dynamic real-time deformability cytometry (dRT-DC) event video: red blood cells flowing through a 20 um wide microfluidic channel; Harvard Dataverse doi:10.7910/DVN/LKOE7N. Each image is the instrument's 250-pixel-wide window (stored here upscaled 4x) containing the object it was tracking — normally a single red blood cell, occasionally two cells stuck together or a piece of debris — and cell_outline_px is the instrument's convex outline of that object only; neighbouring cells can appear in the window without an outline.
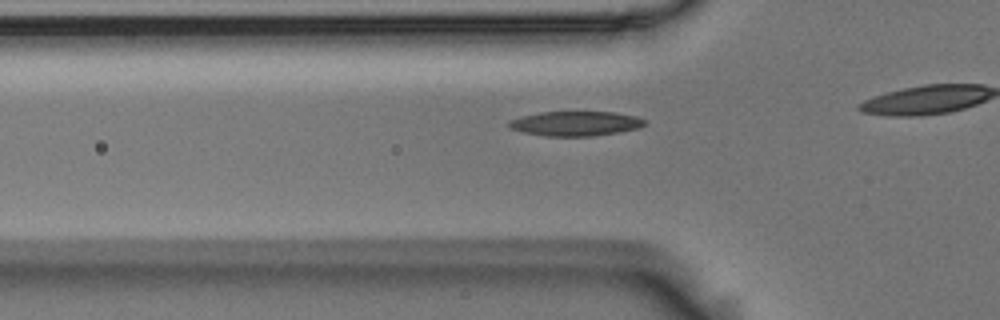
{"species": "Egyptian fruit bat (a non-hibernating species)", "species_latin": "Rousettus aegyptiacus", "temperature_condition": "room temperature", "stored_images_in_passage": 8, "camera_frame_rate_fps": 3000, "um_per_image_px": 0.085, "animal": {"sex": "male"}, "frame": {"image": 1, "passage_image": 3, "time_ms": 0.667, "image_size_px": [1000, 320], "cell_outline_px": [[648, 124], [640, 128], [620, 132], [592, 136], [548, 136], [524, 132], [512, 128], [508, 124], [508, 120], [520, 116], [540, 112], [616, 112], [636, 116], [648, 120]], "centroid_in_image_um": [49.0, 10.49], "position_along_channel_um": 76.8, "area_um2": 19.65}}
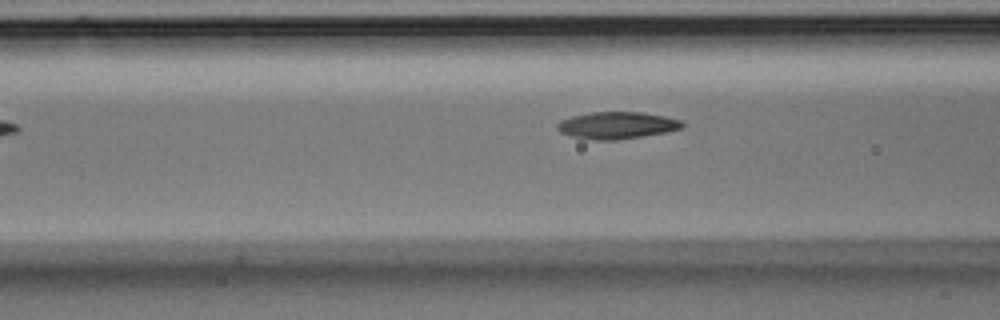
{"frame": {"image": 2, "passage_image": 6, "time_ms": 1.667, "image_size_px": [1000, 320], "cell_outline_px": [[684, 128], [668, 132], [616, 140], [596, 140], [572, 136], [560, 132], [556, 128], [556, 124], [560, 120], [572, 116], [592, 112], [640, 112], [664, 116], [680, 120], [684, 124]], "centroid_in_image_um": [52.44, 10.65], "position_along_channel_um": 114.2, "area_um2": 19.65}}